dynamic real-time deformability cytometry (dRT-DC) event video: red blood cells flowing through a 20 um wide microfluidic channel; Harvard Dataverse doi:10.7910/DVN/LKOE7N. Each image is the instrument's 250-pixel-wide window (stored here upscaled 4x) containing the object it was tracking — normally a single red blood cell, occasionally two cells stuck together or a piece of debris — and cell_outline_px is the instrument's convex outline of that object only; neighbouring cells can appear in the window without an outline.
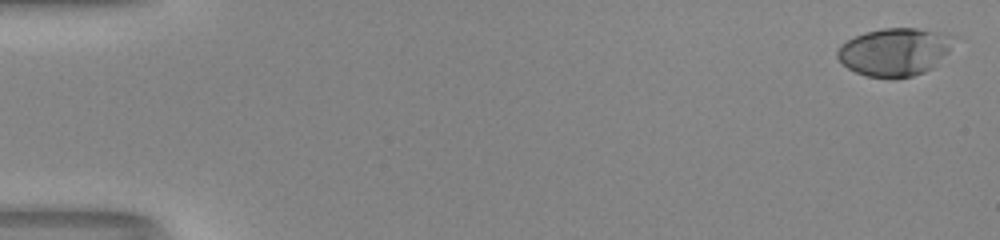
{"species": "human", "species_latin": "Homo sapiens", "temperature_condition": "room temperature", "stored_images_in_passage": 6, "segment_of_instrument_passage": [2, 2], "camera_frame_rate_fps": 3000, "um_per_image_px": 0.085, "donor": {"sex": "male"}, "frame": {"image": 1, "passage_image": 6, "time_ms": 1.667, "image_size_px": [1000, 240], "cell_outline_px": [[960, 36], [948, 52], [932, 68], [924, 72], [912, 76], [868, 76], [856, 72], [848, 68], [836, 56], [836, 52], [840, 44], [864, 32], [884, 28], [916, 28]], "centroid_in_image_um": [76.08, 4.37], "position_along_channel_um": 8.9, "area_um2": 32.25}}